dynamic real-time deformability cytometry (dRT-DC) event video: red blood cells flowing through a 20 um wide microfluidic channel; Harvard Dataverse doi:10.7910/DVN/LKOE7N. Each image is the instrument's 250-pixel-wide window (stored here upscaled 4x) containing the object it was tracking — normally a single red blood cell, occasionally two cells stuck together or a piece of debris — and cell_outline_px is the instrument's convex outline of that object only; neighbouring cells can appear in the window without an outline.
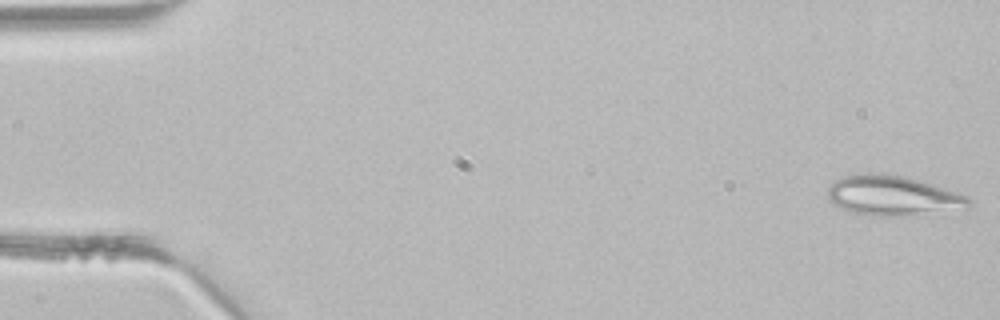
{"species": "common noctule bat (a hibernating species)", "species_latin": "Nyctalus noctula", "temperature_condition": "room temperature", "stored_images_in_passage": 4, "camera_frame_rate_fps": 3000, "um_per_image_px": 0.085, "animal": {"sex": "male", "body_mass_g": 21.5, "forearm_length_mm": 52.0}, "frame": {"image": 1, "passage_image": 1, "time_ms": 0.0, "image_size_px": [1000, 320], "cell_outline_px": [[972, 204], [968, 208], [924, 216], [872, 216], [852, 212], [832, 204], [828, 200], [828, 188], [836, 180], [844, 176], [864, 172], [884, 172], [904, 176], [920, 180], [968, 196], [972, 200]], "centroid_in_image_um": [75.94, 16.64], "position_along_channel_um": 9.1, "area_um2": 33.76}}